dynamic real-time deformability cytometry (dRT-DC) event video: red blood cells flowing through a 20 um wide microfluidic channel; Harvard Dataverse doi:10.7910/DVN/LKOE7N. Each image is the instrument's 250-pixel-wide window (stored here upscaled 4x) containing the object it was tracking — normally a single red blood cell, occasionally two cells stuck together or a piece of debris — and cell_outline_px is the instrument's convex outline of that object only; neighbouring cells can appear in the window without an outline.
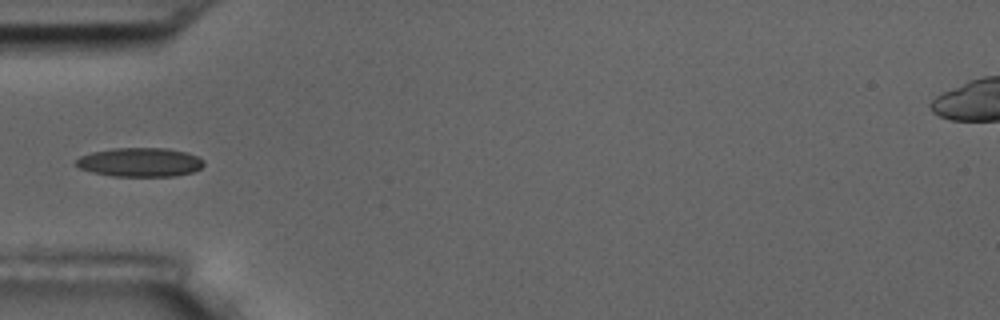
{"species": "common noctule bat (a hibernating species)", "species_latin": "Nyctalus noctula", "temperature_condition": "room temperature", "stored_images_in_passage": 1, "camera_frame_rate_fps": 3000, "um_per_image_px": 0.085, "animal": {"sex": "male", "body_mass_g": 17.5, "forearm_length_mm": 52.3}, "frame": {"image": 1, "passage_image": 1, "time_ms": 0.0, "image_size_px": [1000, 320], "cell_outline_px": [[204, 164], [200, 168], [192, 172], [176, 176], [112, 176], [92, 172], [80, 168], [76, 164], [76, 160], [80, 156], [92, 152], [112, 148], [168, 148], [188, 152], [204, 160]], "centroid_in_image_um": [11.91, 13.78], "position_along_channel_um": 73.1, "area_um2": 21.62}}